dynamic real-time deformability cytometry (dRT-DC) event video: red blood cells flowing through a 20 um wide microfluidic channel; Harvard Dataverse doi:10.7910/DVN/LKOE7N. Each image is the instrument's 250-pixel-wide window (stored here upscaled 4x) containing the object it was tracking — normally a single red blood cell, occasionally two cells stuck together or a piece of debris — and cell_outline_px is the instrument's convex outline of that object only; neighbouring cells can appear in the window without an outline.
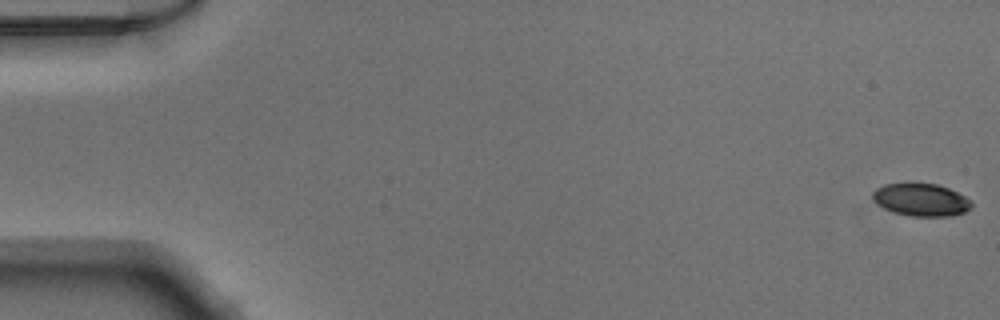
{"species": "Egyptian fruit bat (a non-hibernating species)", "species_latin": "Rousettus aegyptiacus", "temperature_condition": "warm", "stored_images_in_passage": 51, "camera_frame_rate_fps": 3000, "um_per_image_px": 0.085, "animal": {"sex": "male"}, "frame": {"image": 1, "passage_image": 1, "time_ms": 0.0, "image_size_px": [1000, 320], "cell_outline_px": [[972, 204], [964, 212], [952, 216], [908, 216], [884, 208], [872, 200], [872, 192], [876, 188], [884, 184], [936, 184], [948, 188], [972, 200]], "centroid_in_image_um": [78.27, 16.99], "position_along_channel_um": 6.7, "area_um2": 18.55}}
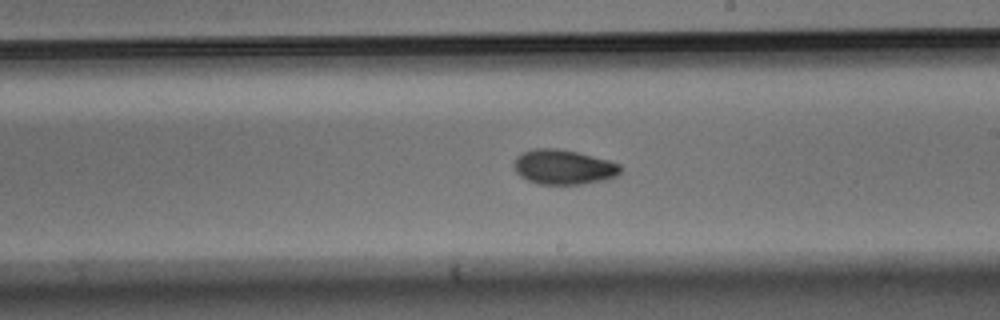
{"frame": {"image": 2, "passage_image": 30, "time_ms": 9.667, "image_size_px": [1000, 320], "cell_outline_px": [[620, 172], [616, 176], [608, 180], [584, 184], [536, 184], [520, 176], [516, 172], [512, 164], [516, 156], [532, 148], [556, 148], [576, 152], [608, 160], [620, 164]], "centroid_in_image_um": [47.88, 14.21], "position_along_channel_um": 241.1, "area_um2": 21.73}}
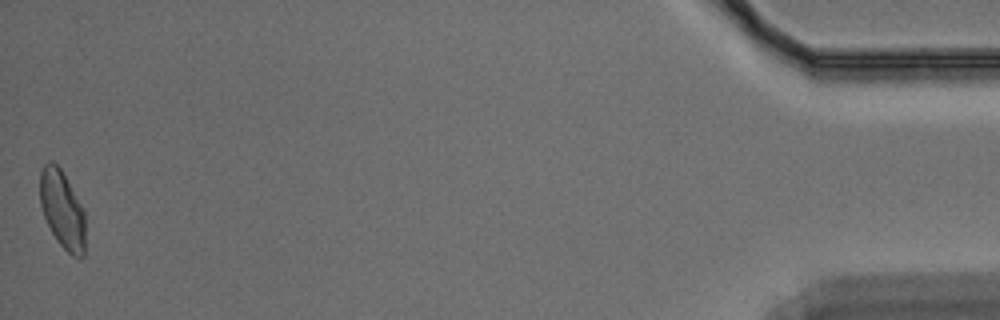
{"frame": {"image": 3, "passage_image": 51, "time_ms": 16.667, "image_size_px": [1000, 320], "cell_outline_px": [[84, 256], [80, 260], [72, 256], [56, 240], [44, 216], [40, 204], [40, 172], [44, 164], [52, 160], [60, 168], [80, 204], [84, 212]], "centroid_in_image_um": [5.28, 17.84], "position_along_channel_um": 429.9, "area_um2": 20.29}}